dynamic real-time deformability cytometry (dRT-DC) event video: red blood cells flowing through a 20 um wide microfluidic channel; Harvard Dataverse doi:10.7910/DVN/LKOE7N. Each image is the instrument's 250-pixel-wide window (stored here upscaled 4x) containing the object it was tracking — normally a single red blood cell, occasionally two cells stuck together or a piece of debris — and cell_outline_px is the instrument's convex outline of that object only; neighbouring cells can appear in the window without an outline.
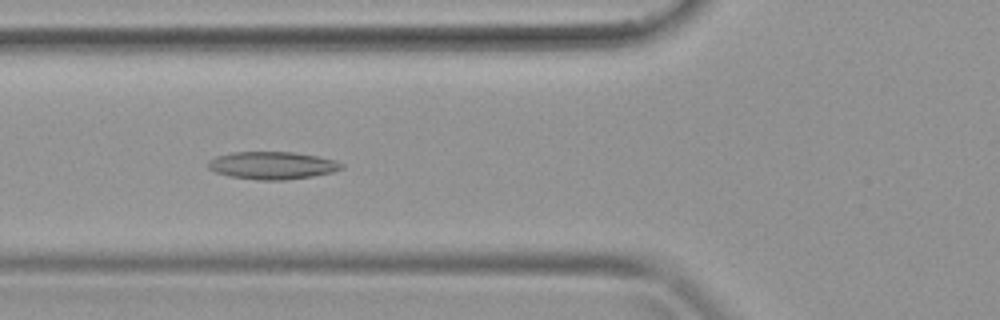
{"species": "common noctule bat (a hibernating species)", "species_latin": "Nyctalus noctula", "temperature_condition": "warm", "stored_images_in_passage": 35, "camera_frame_rate_fps": 3000, "um_per_image_px": 0.085, "animal": {"sex": "female", "body_mass_g": 19.9}, "frame": {"image": 1, "passage_image": 10, "time_ms": 3.0, "image_size_px": [1000, 320], "cell_outline_px": [[344, 168], [332, 172], [312, 176], [284, 180], [260, 180], [228, 176], [216, 172], [208, 168], [208, 160], [216, 156], [232, 152], [292, 152], [316, 156], [336, 160], [344, 164]], "centroid_in_image_um": [23.14, 14.06], "position_along_channel_um": 102.7, "area_um2": 21.44}}
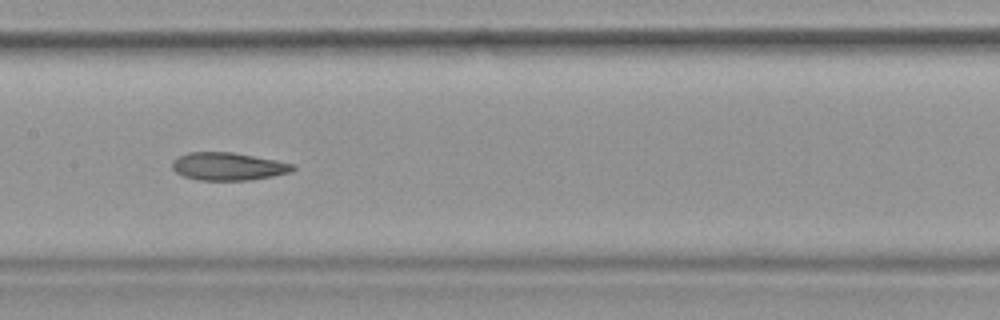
{"frame": {"image": 2, "passage_image": 15, "time_ms": 4.667, "image_size_px": [1000, 320], "cell_outline_px": [[296, 168], [292, 172], [272, 176], [248, 180], [196, 180], [184, 176], [176, 172], [172, 168], [172, 160], [176, 156], [188, 152], [232, 152], [276, 160], [296, 164]], "centroid_in_image_um": [19.38, 14.14], "position_along_channel_um": 188.0, "area_um2": 19.71}}
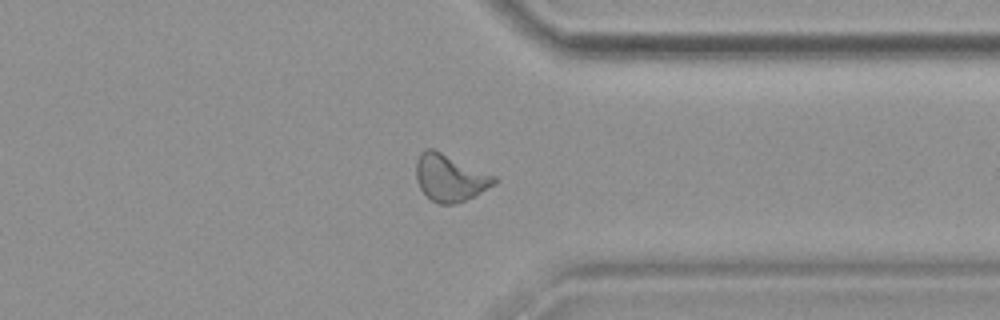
{"frame": {"image": 3, "passage_image": 26, "time_ms": 8.333, "image_size_px": [1000, 320], "cell_outline_px": [[496, 180], [492, 184], [480, 192], [464, 200], [452, 204], [440, 204], [432, 200], [420, 188], [416, 180], [416, 160], [420, 152], [428, 148], [432, 148], [496, 176]], "centroid_in_image_um": [38.19, 15.09], "position_along_channel_um": 373.2, "area_um2": 20.87}}